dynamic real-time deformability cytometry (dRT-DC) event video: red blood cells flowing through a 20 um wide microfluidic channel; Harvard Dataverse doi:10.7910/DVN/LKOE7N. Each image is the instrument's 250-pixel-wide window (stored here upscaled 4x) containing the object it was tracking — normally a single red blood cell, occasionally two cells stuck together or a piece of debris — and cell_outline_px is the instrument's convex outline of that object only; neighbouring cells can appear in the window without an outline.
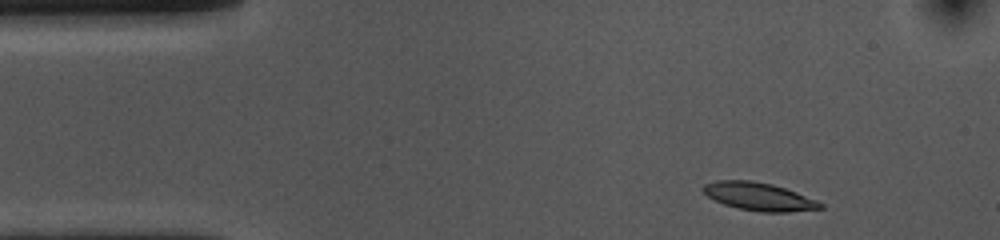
{"species": "common noctule bat (a hibernating species)", "species_latin": "Nyctalus noctula", "temperature_condition": "cold", "stored_images_in_passage": 42, "camera_frame_rate_fps": 3000, "um_per_image_px": 0.085, "animal": {"sex": "female", "body_mass_g": 10.0, "forearm_length_mm": 53.1}, "frame": {"image": 1, "passage_image": 1, "time_ms": 0.0, "image_size_px": [1000, 240], "cell_outline_px": [[824, 208], [788, 212], [760, 212], [740, 208], [724, 204], [708, 196], [700, 188], [704, 184], [720, 180], [752, 180], [772, 184], [796, 192], [816, 200], [824, 204]], "centroid_in_image_um": [64.51, 16.7], "position_along_channel_um": 20.5, "area_um2": 18.96}}
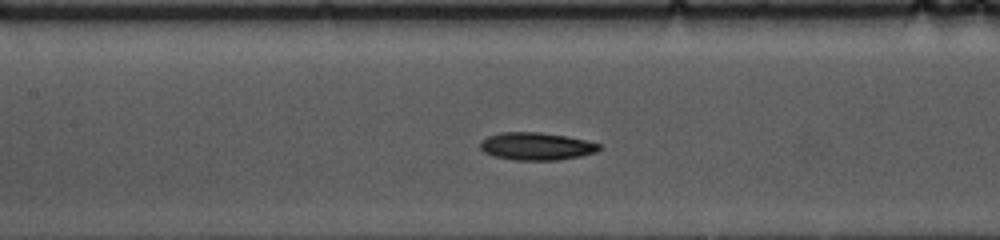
{"frame": {"image": 2, "passage_image": 18, "time_ms": 5.667, "image_size_px": [1000, 240], "cell_outline_px": [[600, 148], [596, 152], [580, 156], [556, 160], [512, 160], [492, 156], [484, 152], [480, 148], [480, 144], [488, 136], [500, 132], [540, 132], [564, 136], [584, 140], [600, 144]], "centroid_in_image_um": [45.56, 12.44], "position_along_channel_um": 161.8, "area_um2": 19.02}}
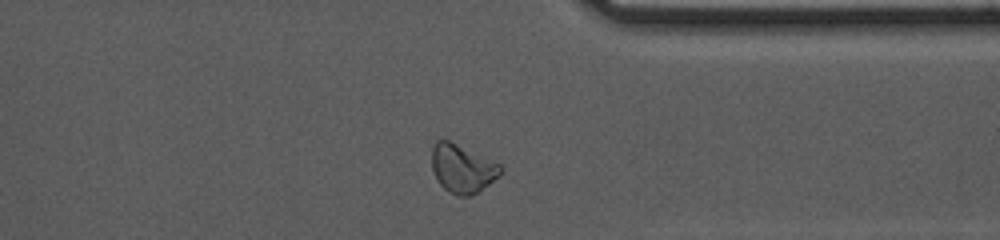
{"frame": {"image": 3, "passage_image": 36, "time_ms": 11.667, "image_size_px": [1000, 240], "cell_outline_px": [[504, 168], [488, 184], [476, 192], [468, 196], [456, 196], [448, 192], [436, 180], [432, 172], [432, 148], [436, 140], [448, 140], [500, 164]], "centroid_in_image_um": [39.24, 14.33], "position_along_channel_um": 372.2, "area_um2": 19.07}, "authors_computed_cell_mechanics": {"area_um2": 18.9006, "velocity_mm_per_s": 3.6095, "shape_relaxation_time_tau1_ms": 2.8894, "shape_relaxation_time_tau2_ms": null, "deformation_change_tau1": 0.1079, "deformation_change_tau2": null}}